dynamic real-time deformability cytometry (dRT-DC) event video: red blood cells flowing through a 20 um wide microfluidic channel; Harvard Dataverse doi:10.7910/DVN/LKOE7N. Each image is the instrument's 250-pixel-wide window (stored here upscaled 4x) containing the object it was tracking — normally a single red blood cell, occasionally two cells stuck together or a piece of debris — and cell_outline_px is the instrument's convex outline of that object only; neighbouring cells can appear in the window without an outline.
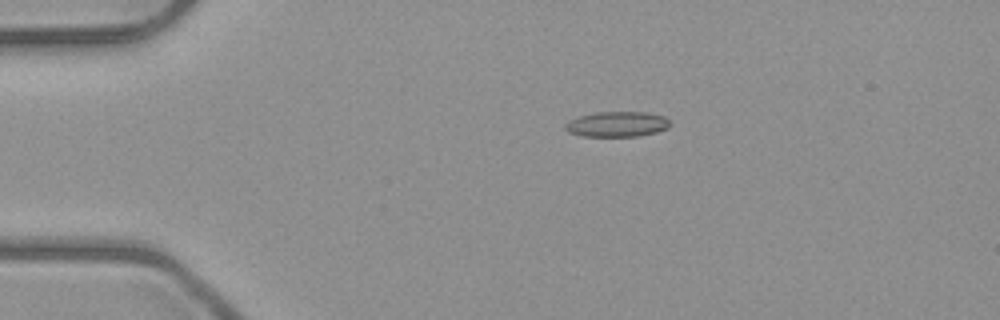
{"species": "common noctule bat (a hibernating species)", "species_latin": "Nyctalus noctula", "temperature_condition": "room temperature", "stored_images_in_passage": 5, "camera_frame_rate_fps": 3000, "um_per_image_px": 0.085, "animal": {"sex": "male", "body_mass_g": 23.1, "forearm_length_mm": 52.7}, "frame": {"image": 1, "passage_image": 3, "time_ms": 3.0, "image_size_px": [1000, 320], "cell_outline_px": [[672, 124], [668, 128], [656, 132], [636, 136], [580, 136], [568, 132], [564, 128], [564, 124], [580, 116], [596, 112], [644, 112], [664, 116]], "centroid_in_image_um": [52.45, 10.56], "position_along_channel_um": 32.5, "area_um2": 15.37}}
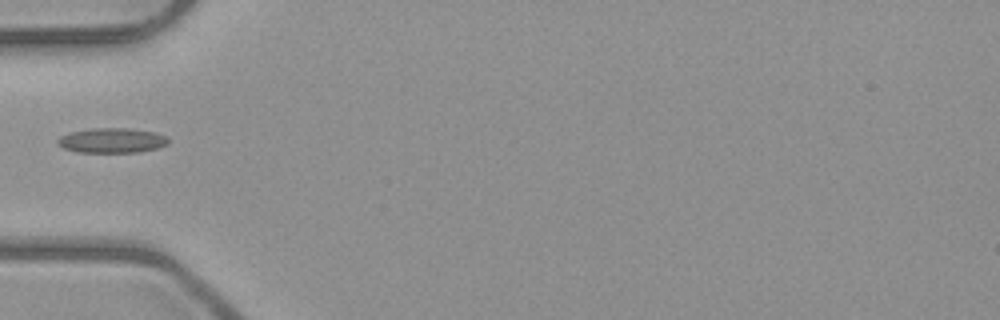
{"frame": {"image": 2, "passage_image": 5, "time_ms": 5.333, "image_size_px": [1000, 320], "cell_outline_px": [[168, 144], [156, 148], [140, 152], [76, 152], [64, 148], [56, 144], [56, 140], [60, 136], [68, 132], [92, 128], [128, 128], [156, 132], [168, 136]], "centroid_in_image_um": [9.49, 11.93], "position_along_channel_um": 75.5, "area_um2": 16.24}}